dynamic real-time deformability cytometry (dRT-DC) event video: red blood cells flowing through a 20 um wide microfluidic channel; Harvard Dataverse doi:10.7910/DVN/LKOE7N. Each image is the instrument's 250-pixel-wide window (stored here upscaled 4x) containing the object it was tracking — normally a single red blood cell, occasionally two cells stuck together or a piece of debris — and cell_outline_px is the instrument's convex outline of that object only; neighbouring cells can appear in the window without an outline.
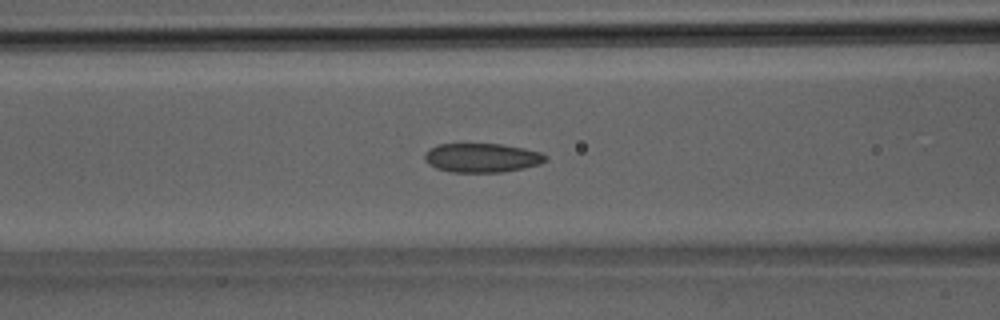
{"species": "Egyptian fruit bat (a non-hibernating species)", "species_latin": "Rousettus aegyptiacus", "temperature_condition": "room temperature", "stored_images_in_passage": 34, "camera_frame_rate_fps": 3000, "um_per_image_px": 0.085, "animal": {"sex": "male"}, "frame": {"image": 1, "passage_image": 16, "time_ms": 5.0, "image_size_px": [1000, 320], "cell_outline_px": [[548, 160], [540, 164], [524, 168], [500, 172], [452, 172], [436, 168], [428, 164], [424, 160], [424, 152], [428, 148], [436, 144], [500, 144], [524, 148], [540, 152], [548, 156]], "centroid_in_image_um": [40.94, 13.41], "position_along_channel_um": 125.7, "area_um2": 20.69}}
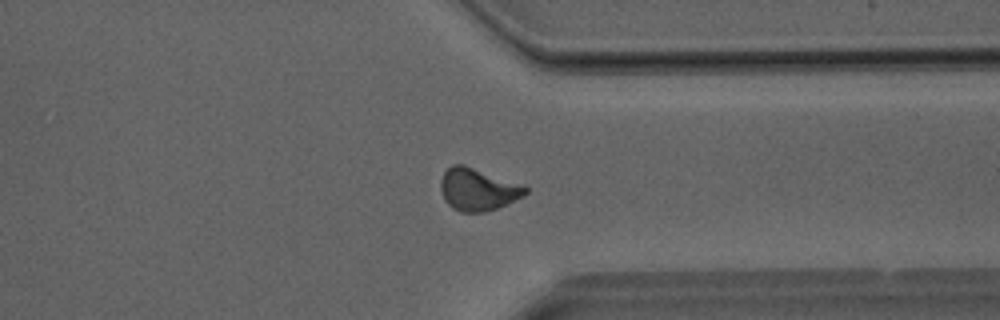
{"frame": {"image": 2, "passage_image": 30, "time_ms": 9.667, "image_size_px": [1000, 320], "cell_outline_px": [[528, 192], [524, 196], [496, 208], [484, 212], [460, 212], [452, 208], [444, 200], [440, 188], [440, 180], [444, 172], [452, 164], [464, 164], [524, 184], [528, 188]], "centroid_in_image_um": [40.62, 16.09], "position_along_channel_um": 370.8, "area_um2": 21.15}}
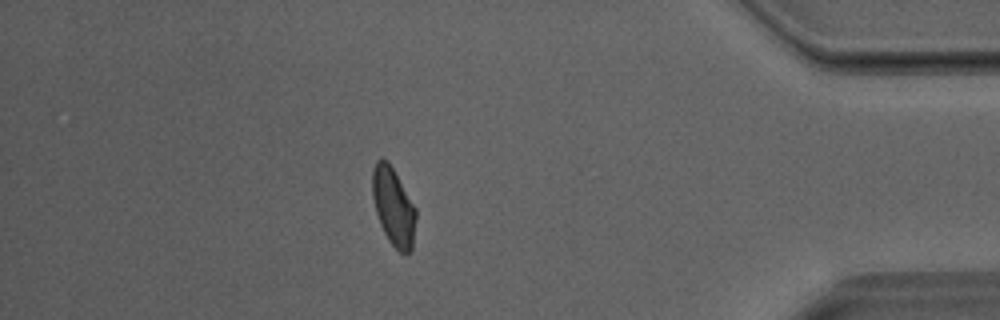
{"frame": {"image": 3, "passage_image": 34, "time_ms": 11.0, "image_size_px": [1000, 320], "cell_outline_px": [[416, 220], [412, 248], [408, 256], [404, 256], [388, 240], [380, 224], [376, 212], [372, 196], [372, 168], [376, 160], [380, 156], [388, 160], [416, 208]], "centroid_in_image_um": [33.43, 17.56], "position_along_channel_um": 401.8, "area_um2": 20.06}}